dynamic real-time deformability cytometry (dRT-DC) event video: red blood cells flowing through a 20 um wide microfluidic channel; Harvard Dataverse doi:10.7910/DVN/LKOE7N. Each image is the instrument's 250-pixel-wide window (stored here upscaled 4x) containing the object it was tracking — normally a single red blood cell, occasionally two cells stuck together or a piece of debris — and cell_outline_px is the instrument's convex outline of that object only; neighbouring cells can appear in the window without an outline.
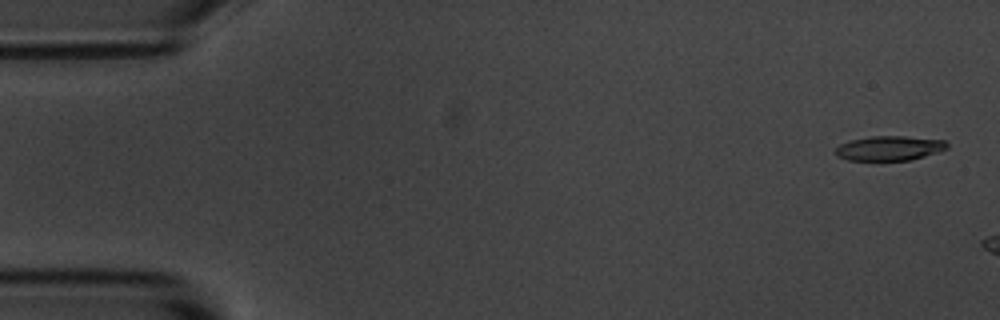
{"species": "common noctule bat (a hibernating species)", "species_latin": "Nyctalus noctula", "temperature_condition": "room temperature", "stored_images_in_passage": 47, "camera_frame_rate_fps": 3000, "um_per_image_px": 0.085, "animal": {"sex": "male", "body_mass_g": 20.1, "forearm_length_mm": 53.5}, "frame": {"image": 1, "passage_image": 1, "time_ms": 0.0, "image_size_px": [1000, 320], "cell_outline_px": [[948, 148], [912, 160], [848, 160], [836, 156], [836, 148], [840, 144], [848, 140], [872, 136], [904, 136], [944, 140], [948, 144]], "centroid_in_image_um": [75.57, 12.59], "position_along_channel_um": 9.4, "area_um2": 15.95}}
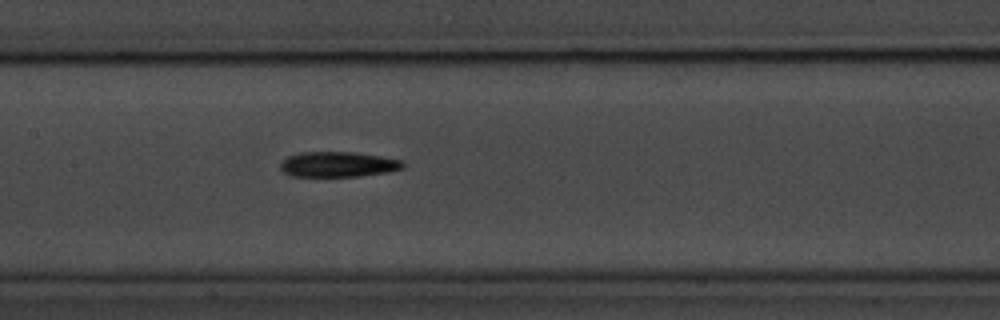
{"frame": {"image": 2, "passage_image": 25, "time_ms": 8.0, "image_size_px": [1000, 320], "cell_outline_px": [[404, 168], [388, 172], [360, 176], [292, 176], [284, 172], [280, 168], [280, 160], [288, 156], [300, 152], [356, 152], [404, 160]], "centroid_in_image_um": [28.74, 13.96], "position_along_channel_um": 178.7, "area_um2": 18.21}}
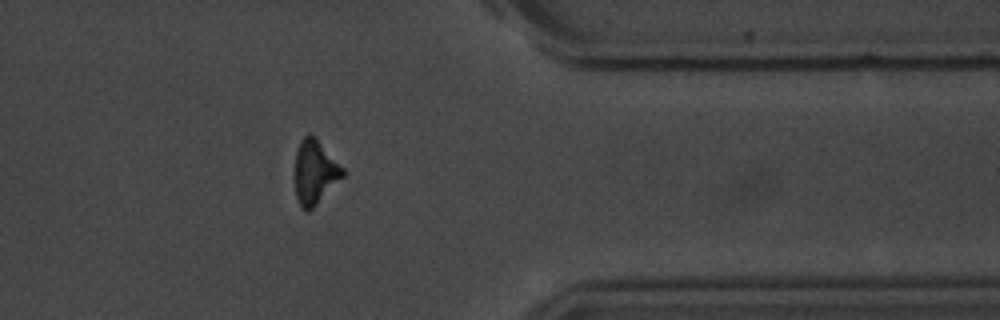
{"frame": {"image": 3, "passage_image": 43, "time_ms": 14.0, "image_size_px": [1000, 320], "cell_outline_px": [[344, 176], [308, 212], [304, 212], [300, 208], [296, 196], [296, 152], [300, 140], [308, 132], [344, 168]], "centroid_in_image_um": [26.75, 14.67], "position_along_channel_um": 384.6, "area_um2": 17.4}, "authors_computed_cell_mechanics": {"area_um2": 17.7446, "velocity_mm_per_s": 3.6745, "shape_relaxation_time_tau1_ms": 2.9315, "shape_relaxation_time_tau2_ms": 7.4834, "deformation_change_tau1": 0.1536, "deformation_change_tau2": 0.2272}}